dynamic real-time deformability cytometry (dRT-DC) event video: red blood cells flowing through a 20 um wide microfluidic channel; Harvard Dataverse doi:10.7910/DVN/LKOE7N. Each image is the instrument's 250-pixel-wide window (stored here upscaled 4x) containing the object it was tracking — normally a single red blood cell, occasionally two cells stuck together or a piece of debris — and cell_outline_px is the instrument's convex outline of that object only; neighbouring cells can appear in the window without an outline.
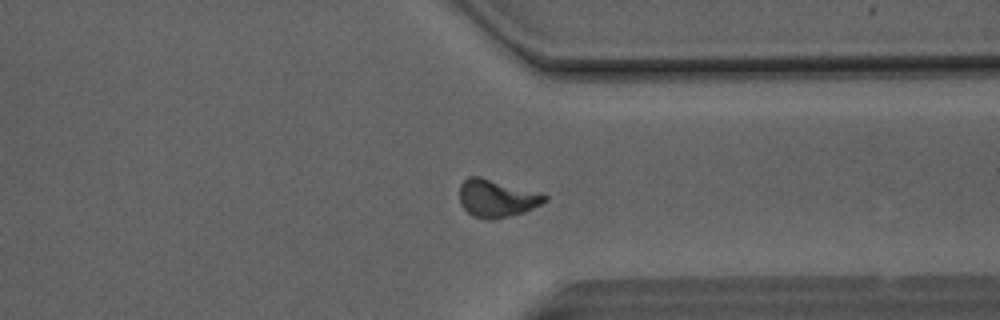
{"species": "Egyptian fruit bat (a non-hibernating species)", "species_latin": "Rousettus aegyptiacus", "temperature_condition": "room temperature", "stored_images_in_passage": 34, "camera_frame_rate_fps": 3000, "um_per_image_px": 0.085, "animal": {"sex": "male"}, "frame": {"image": 1, "passage_image": 23, "time_ms": 7.333, "image_size_px": [1000, 320], "cell_outline_px": [[548, 200], [524, 212], [496, 220], [488, 220], [472, 216], [460, 204], [460, 184], [468, 176], [480, 176], [544, 192], [548, 196]], "centroid_in_image_um": [42.26, 16.84], "position_along_channel_um": 369.1, "area_um2": 19.19}}
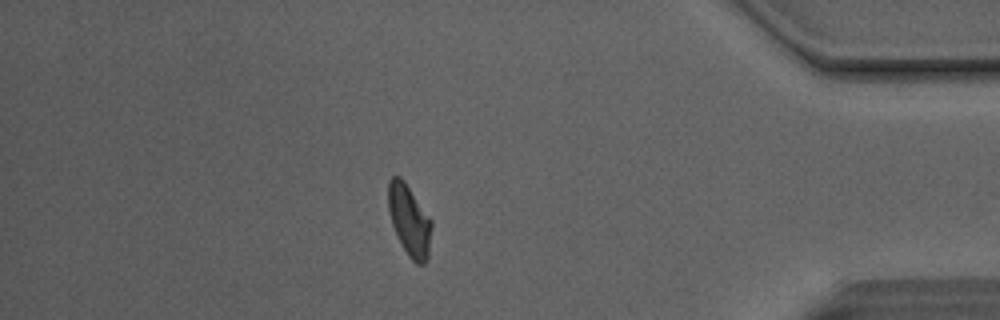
{"frame": {"image": 2, "passage_image": 28, "time_ms": 9.0, "image_size_px": [1000, 320], "cell_outline_px": [[432, 228], [428, 260], [424, 264], [416, 264], [408, 256], [400, 244], [392, 224], [388, 208], [388, 180], [392, 176], [400, 176], [404, 180], [432, 220]], "centroid_in_image_um": [34.8, 18.75], "position_along_channel_um": 400.4, "area_um2": 18.21}, "authors_computed_cell_mechanics": {"area_um2": 17.8024, "velocity_mm_per_s": 4.1179, "shape_relaxation_time_tau1_ms": 4.9667, "shape_relaxation_time_tau2_ms": 2.5758, "deformation_change_tau1": 0.1567, "deformation_change_tau2": 0.0901}}